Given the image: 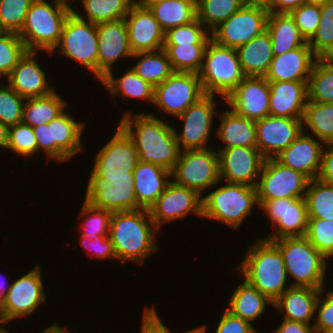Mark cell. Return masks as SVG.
Instances as JSON below:
<instances>
[{
    "instance_id": "obj_1",
    "label": "cell",
    "mask_w": 333,
    "mask_h": 333,
    "mask_svg": "<svg viewBox=\"0 0 333 333\" xmlns=\"http://www.w3.org/2000/svg\"><path fill=\"white\" fill-rule=\"evenodd\" d=\"M118 125L133 140L140 161L174 169L182 151L174 125L144 111L134 116L125 111Z\"/></svg>"
},
{
    "instance_id": "obj_2",
    "label": "cell",
    "mask_w": 333,
    "mask_h": 333,
    "mask_svg": "<svg viewBox=\"0 0 333 333\" xmlns=\"http://www.w3.org/2000/svg\"><path fill=\"white\" fill-rule=\"evenodd\" d=\"M156 231L159 229L153 223L147 209L112 213L109 238L117 260L143 265L144 260L158 250Z\"/></svg>"
},
{
    "instance_id": "obj_3",
    "label": "cell",
    "mask_w": 333,
    "mask_h": 333,
    "mask_svg": "<svg viewBox=\"0 0 333 333\" xmlns=\"http://www.w3.org/2000/svg\"><path fill=\"white\" fill-rule=\"evenodd\" d=\"M238 269L244 280L274 302L288 286L283 255L279 248L266 239H257L248 246Z\"/></svg>"
},
{
    "instance_id": "obj_4",
    "label": "cell",
    "mask_w": 333,
    "mask_h": 333,
    "mask_svg": "<svg viewBox=\"0 0 333 333\" xmlns=\"http://www.w3.org/2000/svg\"><path fill=\"white\" fill-rule=\"evenodd\" d=\"M72 10L52 0H34L18 36L28 51L50 54L60 41L64 24Z\"/></svg>"
},
{
    "instance_id": "obj_5",
    "label": "cell",
    "mask_w": 333,
    "mask_h": 333,
    "mask_svg": "<svg viewBox=\"0 0 333 333\" xmlns=\"http://www.w3.org/2000/svg\"><path fill=\"white\" fill-rule=\"evenodd\" d=\"M272 242L283 255L287 277L294 280L291 286L324 289L328 259L305 236L284 237Z\"/></svg>"
},
{
    "instance_id": "obj_6",
    "label": "cell",
    "mask_w": 333,
    "mask_h": 333,
    "mask_svg": "<svg viewBox=\"0 0 333 333\" xmlns=\"http://www.w3.org/2000/svg\"><path fill=\"white\" fill-rule=\"evenodd\" d=\"M210 192L202 197V218L220 221L234 230L258 206L255 186L225 181Z\"/></svg>"
},
{
    "instance_id": "obj_7",
    "label": "cell",
    "mask_w": 333,
    "mask_h": 333,
    "mask_svg": "<svg viewBox=\"0 0 333 333\" xmlns=\"http://www.w3.org/2000/svg\"><path fill=\"white\" fill-rule=\"evenodd\" d=\"M205 94H219L225 99L244 79L236 49L213 40L207 43L198 73Z\"/></svg>"
},
{
    "instance_id": "obj_8",
    "label": "cell",
    "mask_w": 333,
    "mask_h": 333,
    "mask_svg": "<svg viewBox=\"0 0 333 333\" xmlns=\"http://www.w3.org/2000/svg\"><path fill=\"white\" fill-rule=\"evenodd\" d=\"M171 177L175 184L194 189L202 196L205 190L222 183L218 151L212 146L206 149L182 150L171 171Z\"/></svg>"
},
{
    "instance_id": "obj_9",
    "label": "cell",
    "mask_w": 333,
    "mask_h": 333,
    "mask_svg": "<svg viewBox=\"0 0 333 333\" xmlns=\"http://www.w3.org/2000/svg\"><path fill=\"white\" fill-rule=\"evenodd\" d=\"M55 50L88 68L97 78V24L82 20L72 12L64 24L58 45L50 55Z\"/></svg>"
},
{
    "instance_id": "obj_10",
    "label": "cell",
    "mask_w": 333,
    "mask_h": 333,
    "mask_svg": "<svg viewBox=\"0 0 333 333\" xmlns=\"http://www.w3.org/2000/svg\"><path fill=\"white\" fill-rule=\"evenodd\" d=\"M116 130L94 157L89 178H133L138 152L133 140L119 125Z\"/></svg>"
},
{
    "instance_id": "obj_11",
    "label": "cell",
    "mask_w": 333,
    "mask_h": 333,
    "mask_svg": "<svg viewBox=\"0 0 333 333\" xmlns=\"http://www.w3.org/2000/svg\"><path fill=\"white\" fill-rule=\"evenodd\" d=\"M309 180L276 158L265 159L255 186L258 206L270 199L305 198Z\"/></svg>"
},
{
    "instance_id": "obj_12",
    "label": "cell",
    "mask_w": 333,
    "mask_h": 333,
    "mask_svg": "<svg viewBox=\"0 0 333 333\" xmlns=\"http://www.w3.org/2000/svg\"><path fill=\"white\" fill-rule=\"evenodd\" d=\"M40 267L34 266L11 283L5 298L0 303V314L5 325L34 313L47 300Z\"/></svg>"
},
{
    "instance_id": "obj_13",
    "label": "cell",
    "mask_w": 333,
    "mask_h": 333,
    "mask_svg": "<svg viewBox=\"0 0 333 333\" xmlns=\"http://www.w3.org/2000/svg\"><path fill=\"white\" fill-rule=\"evenodd\" d=\"M269 12L263 6L243 5L211 33L215 43L237 49L266 30Z\"/></svg>"
},
{
    "instance_id": "obj_14",
    "label": "cell",
    "mask_w": 333,
    "mask_h": 333,
    "mask_svg": "<svg viewBox=\"0 0 333 333\" xmlns=\"http://www.w3.org/2000/svg\"><path fill=\"white\" fill-rule=\"evenodd\" d=\"M205 94L200 77L192 72H173L163 83L154 87L157 109L179 116Z\"/></svg>"
},
{
    "instance_id": "obj_15",
    "label": "cell",
    "mask_w": 333,
    "mask_h": 333,
    "mask_svg": "<svg viewBox=\"0 0 333 333\" xmlns=\"http://www.w3.org/2000/svg\"><path fill=\"white\" fill-rule=\"evenodd\" d=\"M259 209L269 218L275 234L264 239L272 241L284 237L305 236L308 227V210L305 198H280L264 201ZM276 227V228H275Z\"/></svg>"
},
{
    "instance_id": "obj_16",
    "label": "cell",
    "mask_w": 333,
    "mask_h": 333,
    "mask_svg": "<svg viewBox=\"0 0 333 333\" xmlns=\"http://www.w3.org/2000/svg\"><path fill=\"white\" fill-rule=\"evenodd\" d=\"M215 95L206 94L195 104L190 105L178 119L183 120V130L175 134L181 150L206 149L210 146L211 130L216 111ZM180 133V134H179Z\"/></svg>"
},
{
    "instance_id": "obj_17",
    "label": "cell",
    "mask_w": 333,
    "mask_h": 333,
    "mask_svg": "<svg viewBox=\"0 0 333 333\" xmlns=\"http://www.w3.org/2000/svg\"><path fill=\"white\" fill-rule=\"evenodd\" d=\"M84 198L111 213L142 209L136 200L133 178H89Z\"/></svg>"
},
{
    "instance_id": "obj_18",
    "label": "cell",
    "mask_w": 333,
    "mask_h": 333,
    "mask_svg": "<svg viewBox=\"0 0 333 333\" xmlns=\"http://www.w3.org/2000/svg\"><path fill=\"white\" fill-rule=\"evenodd\" d=\"M150 217L160 229L162 224L178 220L193 213L202 217V196L194 189L182 187L172 180L166 185L163 193L149 209Z\"/></svg>"
},
{
    "instance_id": "obj_19",
    "label": "cell",
    "mask_w": 333,
    "mask_h": 333,
    "mask_svg": "<svg viewBox=\"0 0 333 333\" xmlns=\"http://www.w3.org/2000/svg\"><path fill=\"white\" fill-rule=\"evenodd\" d=\"M224 100L236 115L261 120L269 116V82L264 76H245Z\"/></svg>"
},
{
    "instance_id": "obj_20",
    "label": "cell",
    "mask_w": 333,
    "mask_h": 333,
    "mask_svg": "<svg viewBox=\"0 0 333 333\" xmlns=\"http://www.w3.org/2000/svg\"><path fill=\"white\" fill-rule=\"evenodd\" d=\"M97 40V79L101 81L113 73L117 59L133 57L125 19L98 23Z\"/></svg>"
},
{
    "instance_id": "obj_21",
    "label": "cell",
    "mask_w": 333,
    "mask_h": 333,
    "mask_svg": "<svg viewBox=\"0 0 333 333\" xmlns=\"http://www.w3.org/2000/svg\"><path fill=\"white\" fill-rule=\"evenodd\" d=\"M257 148L265 158H276L303 132L302 119L266 116L255 121Z\"/></svg>"
},
{
    "instance_id": "obj_22",
    "label": "cell",
    "mask_w": 333,
    "mask_h": 333,
    "mask_svg": "<svg viewBox=\"0 0 333 333\" xmlns=\"http://www.w3.org/2000/svg\"><path fill=\"white\" fill-rule=\"evenodd\" d=\"M217 151L221 180L256 186L265 161L257 147H232Z\"/></svg>"
},
{
    "instance_id": "obj_23",
    "label": "cell",
    "mask_w": 333,
    "mask_h": 333,
    "mask_svg": "<svg viewBox=\"0 0 333 333\" xmlns=\"http://www.w3.org/2000/svg\"><path fill=\"white\" fill-rule=\"evenodd\" d=\"M124 19L133 54L163 49L165 32L148 7L134 3Z\"/></svg>"
},
{
    "instance_id": "obj_24",
    "label": "cell",
    "mask_w": 333,
    "mask_h": 333,
    "mask_svg": "<svg viewBox=\"0 0 333 333\" xmlns=\"http://www.w3.org/2000/svg\"><path fill=\"white\" fill-rule=\"evenodd\" d=\"M37 54L35 51H27L6 77L7 84L25 99L43 97L56 90L51 87L47 73L36 61Z\"/></svg>"
},
{
    "instance_id": "obj_25",
    "label": "cell",
    "mask_w": 333,
    "mask_h": 333,
    "mask_svg": "<svg viewBox=\"0 0 333 333\" xmlns=\"http://www.w3.org/2000/svg\"><path fill=\"white\" fill-rule=\"evenodd\" d=\"M303 132L283 150L276 159L283 165L306 175L310 180L318 177L325 144L313 135Z\"/></svg>"
},
{
    "instance_id": "obj_26",
    "label": "cell",
    "mask_w": 333,
    "mask_h": 333,
    "mask_svg": "<svg viewBox=\"0 0 333 333\" xmlns=\"http://www.w3.org/2000/svg\"><path fill=\"white\" fill-rule=\"evenodd\" d=\"M317 59L307 42L304 46L273 56L264 78L268 82L308 81Z\"/></svg>"
},
{
    "instance_id": "obj_27",
    "label": "cell",
    "mask_w": 333,
    "mask_h": 333,
    "mask_svg": "<svg viewBox=\"0 0 333 333\" xmlns=\"http://www.w3.org/2000/svg\"><path fill=\"white\" fill-rule=\"evenodd\" d=\"M269 115L302 119L308 102V81L269 82Z\"/></svg>"
},
{
    "instance_id": "obj_28",
    "label": "cell",
    "mask_w": 333,
    "mask_h": 333,
    "mask_svg": "<svg viewBox=\"0 0 333 333\" xmlns=\"http://www.w3.org/2000/svg\"><path fill=\"white\" fill-rule=\"evenodd\" d=\"M48 126L52 134V159L59 162L70 161L77 153L83 150L82 135L85 130L84 122H78L75 118L64 111Z\"/></svg>"
},
{
    "instance_id": "obj_29",
    "label": "cell",
    "mask_w": 333,
    "mask_h": 333,
    "mask_svg": "<svg viewBox=\"0 0 333 333\" xmlns=\"http://www.w3.org/2000/svg\"><path fill=\"white\" fill-rule=\"evenodd\" d=\"M133 180L138 205L149 210L171 181V172L160 165L139 160Z\"/></svg>"
},
{
    "instance_id": "obj_30",
    "label": "cell",
    "mask_w": 333,
    "mask_h": 333,
    "mask_svg": "<svg viewBox=\"0 0 333 333\" xmlns=\"http://www.w3.org/2000/svg\"><path fill=\"white\" fill-rule=\"evenodd\" d=\"M321 289L291 286L274 302L273 307L284 319L311 324L315 320L316 303Z\"/></svg>"
},
{
    "instance_id": "obj_31",
    "label": "cell",
    "mask_w": 333,
    "mask_h": 333,
    "mask_svg": "<svg viewBox=\"0 0 333 333\" xmlns=\"http://www.w3.org/2000/svg\"><path fill=\"white\" fill-rule=\"evenodd\" d=\"M236 51L245 76H265L274 56L267 29Z\"/></svg>"
},
{
    "instance_id": "obj_32",
    "label": "cell",
    "mask_w": 333,
    "mask_h": 333,
    "mask_svg": "<svg viewBox=\"0 0 333 333\" xmlns=\"http://www.w3.org/2000/svg\"><path fill=\"white\" fill-rule=\"evenodd\" d=\"M222 112L218 114L222 120L214 134L225 146L218 149L257 147L255 121L236 115L231 109Z\"/></svg>"
},
{
    "instance_id": "obj_33",
    "label": "cell",
    "mask_w": 333,
    "mask_h": 333,
    "mask_svg": "<svg viewBox=\"0 0 333 333\" xmlns=\"http://www.w3.org/2000/svg\"><path fill=\"white\" fill-rule=\"evenodd\" d=\"M266 29L272 42L274 56L304 46L307 43L290 13L270 12Z\"/></svg>"
},
{
    "instance_id": "obj_34",
    "label": "cell",
    "mask_w": 333,
    "mask_h": 333,
    "mask_svg": "<svg viewBox=\"0 0 333 333\" xmlns=\"http://www.w3.org/2000/svg\"><path fill=\"white\" fill-rule=\"evenodd\" d=\"M229 300L226 309L251 324L260 319L268 304L273 306V302L266 295L245 280L237 285Z\"/></svg>"
},
{
    "instance_id": "obj_35",
    "label": "cell",
    "mask_w": 333,
    "mask_h": 333,
    "mask_svg": "<svg viewBox=\"0 0 333 333\" xmlns=\"http://www.w3.org/2000/svg\"><path fill=\"white\" fill-rule=\"evenodd\" d=\"M67 105L56 90L43 97L28 98L23 106L22 123L32 128L50 123L65 111Z\"/></svg>"
},
{
    "instance_id": "obj_36",
    "label": "cell",
    "mask_w": 333,
    "mask_h": 333,
    "mask_svg": "<svg viewBox=\"0 0 333 333\" xmlns=\"http://www.w3.org/2000/svg\"><path fill=\"white\" fill-rule=\"evenodd\" d=\"M148 8L164 32L197 18L196 0H164L151 4Z\"/></svg>"
},
{
    "instance_id": "obj_37",
    "label": "cell",
    "mask_w": 333,
    "mask_h": 333,
    "mask_svg": "<svg viewBox=\"0 0 333 333\" xmlns=\"http://www.w3.org/2000/svg\"><path fill=\"white\" fill-rule=\"evenodd\" d=\"M122 76L115 78L113 73H109L100 82L105 86L106 90L113 95L122 96L124 100L129 98L143 99L146 103H153L154 87L139 77L132 68L125 71Z\"/></svg>"
},
{
    "instance_id": "obj_38",
    "label": "cell",
    "mask_w": 333,
    "mask_h": 333,
    "mask_svg": "<svg viewBox=\"0 0 333 333\" xmlns=\"http://www.w3.org/2000/svg\"><path fill=\"white\" fill-rule=\"evenodd\" d=\"M133 57L140 59L135 66H132V69L153 87L163 83L174 72L164 49L135 53Z\"/></svg>"
},
{
    "instance_id": "obj_39",
    "label": "cell",
    "mask_w": 333,
    "mask_h": 333,
    "mask_svg": "<svg viewBox=\"0 0 333 333\" xmlns=\"http://www.w3.org/2000/svg\"><path fill=\"white\" fill-rule=\"evenodd\" d=\"M303 130L309 128L311 135L324 144L333 143V103L308 101L302 117ZM307 126V127H305Z\"/></svg>"
},
{
    "instance_id": "obj_40",
    "label": "cell",
    "mask_w": 333,
    "mask_h": 333,
    "mask_svg": "<svg viewBox=\"0 0 333 333\" xmlns=\"http://www.w3.org/2000/svg\"><path fill=\"white\" fill-rule=\"evenodd\" d=\"M81 4L87 18L76 9L72 12L82 20L98 24L124 19L134 0H82Z\"/></svg>"
},
{
    "instance_id": "obj_41",
    "label": "cell",
    "mask_w": 333,
    "mask_h": 333,
    "mask_svg": "<svg viewBox=\"0 0 333 333\" xmlns=\"http://www.w3.org/2000/svg\"><path fill=\"white\" fill-rule=\"evenodd\" d=\"M308 101L333 103V58H318L308 80Z\"/></svg>"
},
{
    "instance_id": "obj_42",
    "label": "cell",
    "mask_w": 333,
    "mask_h": 333,
    "mask_svg": "<svg viewBox=\"0 0 333 333\" xmlns=\"http://www.w3.org/2000/svg\"><path fill=\"white\" fill-rule=\"evenodd\" d=\"M305 200L308 218L333 220V184L318 178L309 180Z\"/></svg>"
},
{
    "instance_id": "obj_43",
    "label": "cell",
    "mask_w": 333,
    "mask_h": 333,
    "mask_svg": "<svg viewBox=\"0 0 333 333\" xmlns=\"http://www.w3.org/2000/svg\"><path fill=\"white\" fill-rule=\"evenodd\" d=\"M243 5V0H196L197 19L212 31Z\"/></svg>"
},
{
    "instance_id": "obj_44",
    "label": "cell",
    "mask_w": 333,
    "mask_h": 333,
    "mask_svg": "<svg viewBox=\"0 0 333 333\" xmlns=\"http://www.w3.org/2000/svg\"><path fill=\"white\" fill-rule=\"evenodd\" d=\"M207 44L164 45L174 72L199 73Z\"/></svg>"
},
{
    "instance_id": "obj_45",
    "label": "cell",
    "mask_w": 333,
    "mask_h": 333,
    "mask_svg": "<svg viewBox=\"0 0 333 333\" xmlns=\"http://www.w3.org/2000/svg\"><path fill=\"white\" fill-rule=\"evenodd\" d=\"M308 44L318 58H333V0L320 6L318 28Z\"/></svg>"
},
{
    "instance_id": "obj_46",
    "label": "cell",
    "mask_w": 333,
    "mask_h": 333,
    "mask_svg": "<svg viewBox=\"0 0 333 333\" xmlns=\"http://www.w3.org/2000/svg\"><path fill=\"white\" fill-rule=\"evenodd\" d=\"M80 211V218L86 216L82 222L81 235L88 240H94L96 236H109L112 216L110 211L95 207L85 200Z\"/></svg>"
},
{
    "instance_id": "obj_47",
    "label": "cell",
    "mask_w": 333,
    "mask_h": 333,
    "mask_svg": "<svg viewBox=\"0 0 333 333\" xmlns=\"http://www.w3.org/2000/svg\"><path fill=\"white\" fill-rule=\"evenodd\" d=\"M27 51L17 33L0 31V80L11 73Z\"/></svg>"
},
{
    "instance_id": "obj_48",
    "label": "cell",
    "mask_w": 333,
    "mask_h": 333,
    "mask_svg": "<svg viewBox=\"0 0 333 333\" xmlns=\"http://www.w3.org/2000/svg\"><path fill=\"white\" fill-rule=\"evenodd\" d=\"M210 39L208 30L196 18L188 24L168 29L164 34V45L207 44Z\"/></svg>"
},
{
    "instance_id": "obj_49",
    "label": "cell",
    "mask_w": 333,
    "mask_h": 333,
    "mask_svg": "<svg viewBox=\"0 0 333 333\" xmlns=\"http://www.w3.org/2000/svg\"><path fill=\"white\" fill-rule=\"evenodd\" d=\"M34 0H0V31L19 33Z\"/></svg>"
},
{
    "instance_id": "obj_50",
    "label": "cell",
    "mask_w": 333,
    "mask_h": 333,
    "mask_svg": "<svg viewBox=\"0 0 333 333\" xmlns=\"http://www.w3.org/2000/svg\"><path fill=\"white\" fill-rule=\"evenodd\" d=\"M305 237L326 259L333 257V220L309 218Z\"/></svg>"
},
{
    "instance_id": "obj_51",
    "label": "cell",
    "mask_w": 333,
    "mask_h": 333,
    "mask_svg": "<svg viewBox=\"0 0 333 333\" xmlns=\"http://www.w3.org/2000/svg\"><path fill=\"white\" fill-rule=\"evenodd\" d=\"M6 149L30 159L38 152V143L33 128L22 122L9 127Z\"/></svg>"
},
{
    "instance_id": "obj_52",
    "label": "cell",
    "mask_w": 333,
    "mask_h": 333,
    "mask_svg": "<svg viewBox=\"0 0 333 333\" xmlns=\"http://www.w3.org/2000/svg\"><path fill=\"white\" fill-rule=\"evenodd\" d=\"M25 100L8 84H0V121L8 127L21 123Z\"/></svg>"
},
{
    "instance_id": "obj_53",
    "label": "cell",
    "mask_w": 333,
    "mask_h": 333,
    "mask_svg": "<svg viewBox=\"0 0 333 333\" xmlns=\"http://www.w3.org/2000/svg\"><path fill=\"white\" fill-rule=\"evenodd\" d=\"M289 13L301 35L308 42L317 31L320 21V6L304 3Z\"/></svg>"
},
{
    "instance_id": "obj_54",
    "label": "cell",
    "mask_w": 333,
    "mask_h": 333,
    "mask_svg": "<svg viewBox=\"0 0 333 333\" xmlns=\"http://www.w3.org/2000/svg\"><path fill=\"white\" fill-rule=\"evenodd\" d=\"M315 312L317 314L315 315L316 322L314 321L312 324L314 333H327L333 330V293L331 290L325 293L324 289H321Z\"/></svg>"
},
{
    "instance_id": "obj_55",
    "label": "cell",
    "mask_w": 333,
    "mask_h": 333,
    "mask_svg": "<svg viewBox=\"0 0 333 333\" xmlns=\"http://www.w3.org/2000/svg\"><path fill=\"white\" fill-rule=\"evenodd\" d=\"M80 245H82L87 251L90 252L91 256L98 259H115L117 260V256L115 254V250L111 239L109 236H96L93 239L88 240L83 235H80Z\"/></svg>"
},
{
    "instance_id": "obj_56",
    "label": "cell",
    "mask_w": 333,
    "mask_h": 333,
    "mask_svg": "<svg viewBox=\"0 0 333 333\" xmlns=\"http://www.w3.org/2000/svg\"><path fill=\"white\" fill-rule=\"evenodd\" d=\"M215 333H249L253 325L233 315L226 308L223 310Z\"/></svg>"
},
{
    "instance_id": "obj_57",
    "label": "cell",
    "mask_w": 333,
    "mask_h": 333,
    "mask_svg": "<svg viewBox=\"0 0 333 333\" xmlns=\"http://www.w3.org/2000/svg\"><path fill=\"white\" fill-rule=\"evenodd\" d=\"M144 308L140 333H171L169 328L161 321L154 306Z\"/></svg>"
},
{
    "instance_id": "obj_58",
    "label": "cell",
    "mask_w": 333,
    "mask_h": 333,
    "mask_svg": "<svg viewBox=\"0 0 333 333\" xmlns=\"http://www.w3.org/2000/svg\"><path fill=\"white\" fill-rule=\"evenodd\" d=\"M33 131L38 143V152H44L48 159H52V134L48 123L33 127ZM42 150V151H40Z\"/></svg>"
},
{
    "instance_id": "obj_59",
    "label": "cell",
    "mask_w": 333,
    "mask_h": 333,
    "mask_svg": "<svg viewBox=\"0 0 333 333\" xmlns=\"http://www.w3.org/2000/svg\"><path fill=\"white\" fill-rule=\"evenodd\" d=\"M318 179L333 184V143L325 144Z\"/></svg>"
},
{
    "instance_id": "obj_60",
    "label": "cell",
    "mask_w": 333,
    "mask_h": 333,
    "mask_svg": "<svg viewBox=\"0 0 333 333\" xmlns=\"http://www.w3.org/2000/svg\"><path fill=\"white\" fill-rule=\"evenodd\" d=\"M304 3H306V0H267L265 8L269 13H289Z\"/></svg>"
},
{
    "instance_id": "obj_61",
    "label": "cell",
    "mask_w": 333,
    "mask_h": 333,
    "mask_svg": "<svg viewBox=\"0 0 333 333\" xmlns=\"http://www.w3.org/2000/svg\"><path fill=\"white\" fill-rule=\"evenodd\" d=\"M274 333H314L313 325L284 319Z\"/></svg>"
},
{
    "instance_id": "obj_62",
    "label": "cell",
    "mask_w": 333,
    "mask_h": 333,
    "mask_svg": "<svg viewBox=\"0 0 333 333\" xmlns=\"http://www.w3.org/2000/svg\"><path fill=\"white\" fill-rule=\"evenodd\" d=\"M9 127L0 121V148L6 150L8 143Z\"/></svg>"
},
{
    "instance_id": "obj_63",
    "label": "cell",
    "mask_w": 333,
    "mask_h": 333,
    "mask_svg": "<svg viewBox=\"0 0 333 333\" xmlns=\"http://www.w3.org/2000/svg\"><path fill=\"white\" fill-rule=\"evenodd\" d=\"M8 282L4 279L0 280V303L5 298L7 291L10 288L11 283L7 284Z\"/></svg>"
},
{
    "instance_id": "obj_64",
    "label": "cell",
    "mask_w": 333,
    "mask_h": 333,
    "mask_svg": "<svg viewBox=\"0 0 333 333\" xmlns=\"http://www.w3.org/2000/svg\"><path fill=\"white\" fill-rule=\"evenodd\" d=\"M42 333H61V326L58 323L50 325Z\"/></svg>"
},
{
    "instance_id": "obj_65",
    "label": "cell",
    "mask_w": 333,
    "mask_h": 333,
    "mask_svg": "<svg viewBox=\"0 0 333 333\" xmlns=\"http://www.w3.org/2000/svg\"><path fill=\"white\" fill-rule=\"evenodd\" d=\"M245 5H258L265 7L267 5V0H243Z\"/></svg>"
},
{
    "instance_id": "obj_66",
    "label": "cell",
    "mask_w": 333,
    "mask_h": 333,
    "mask_svg": "<svg viewBox=\"0 0 333 333\" xmlns=\"http://www.w3.org/2000/svg\"><path fill=\"white\" fill-rule=\"evenodd\" d=\"M164 1V0H134V3L143 6V7H148L151 4Z\"/></svg>"
},
{
    "instance_id": "obj_67",
    "label": "cell",
    "mask_w": 333,
    "mask_h": 333,
    "mask_svg": "<svg viewBox=\"0 0 333 333\" xmlns=\"http://www.w3.org/2000/svg\"><path fill=\"white\" fill-rule=\"evenodd\" d=\"M206 325L198 326L197 328L186 330L184 333H205L206 332Z\"/></svg>"
},
{
    "instance_id": "obj_68",
    "label": "cell",
    "mask_w": 333,
    "mask_h": 333,
    "mask_svg": "<svg viewBox=\"0 0 333 333\" xmlns=\"http://www.w3.org/2000/svg\"><path fill=\"white\" fill-rule=\"evenodd\" d=\"M55 2H57V3H59L60 5H63V6H65V7H67V8H69V9H71V10H74L75 8H72V5H70V4H68L69 3V1L71 2V1H73L74 2V0H54ZM82 1V0H81ZM68 2V3H67Z\"/></svg>"
},
{
    "instance_id": "obj_69",
    "label": "cell",
    "mask_w": 333,
    "mask_h": 333,
    "mask_svg": "<svg viewBox=\"0 0 333 333\" xmlns=\"http://www.w3.org/2000/svg\"><path fill=\"white\" fill-rule=\"evenodd\" d=\"M327 1H330V0H306V3L322 6Z\"/></svg>"
},
{
    "instance_id": "obj_70",
    "label": "cell",
    "mask_w": 333,
    "mask_h": 333,
    "mask_svg": "<svg viewBox=\"0 0 333 333\" xmlns=\"http://www.w3.org/2000/svg\"><path fill=\"white\" fill-rule=\"evenodd\" d=\"M71 331V332H70ZM61 333H73L72 332V330H68L67 328L65 329V327H64V329L63 328H61ZM75 333V332H74Z\"/></svg>"
},
{
    "instance_id": "obj_71",
    "label": "cell",
    "mask_w": 333,
    "mask_h": 333,
    "mask_svg": "<svg viewBox=\"0 0 333 333\" xmlns=\"http://www.w3.org/2000/svg\"><path fill=\"white\" fill-rule=\"evenodd\" d=\"M3 325H5V324H4L1 314H0V329L4 327Z\"/></svg>"
},
{
    "instance_id": "obj_72",
    "label": "cell",
    "mask_w": 333,
    "mask_h": 333,
    "mask_svg": "<svg viewBox=\"0 0 333 333\" xmlns=\"http://www.w3.org/2000/svg\"><path fill=\"white\" fill-rule=\"evenodd\" d=\"M249 333H260L259 331H256L254 327H252L249 331Z\"/></svg>"
},
{
    "instance_id": "obj_73",
    "label": "cell",
    "mask_w": 333,
    "mask_h": 333,
    "mask_svg": "<svg viewBox=\"0 0 333 333\" xmlns=\"http://www.w3.org/2000/svg\"><path fill=\"white\" fill-rule=\"evenodd\" d=\"M1 333H9L8 330L5 329V327L1 328Z\"/></svg>"
}]
</instances>
